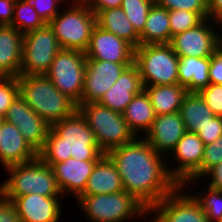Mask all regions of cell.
Wrapping results in <instances>:
<instances>
[{
    "label": "cell",
    "mask_w": 222,
    "mask_h": 222,
    "mask_svg": "<svg viewBox=\"0 0 222 222\" xmlns=\"http://www.w3.org/2000/svg\"><path fill=\"white\" fill-rule=\"evenodd\" d=\"M106 155L118 170L124 190L148 210L178 186L168 173L166 157L143 137L113 148Z\"/></svg>",
    "instance_id": "obj_1"
},
{
    "label": "cell",
    "mask_w": 222,
    "mask_h": 222,
    "mask_svg": "<svg viewBox=\"0 0 222 222\" xmlns=\"http://www.w3.org/2000/svg\"><path fill=\"white\" fill-rule=\"evenodd\" d=\"M103 155L94 132L78 109L51 125L42 148L37 152V157L51 167L68 158L89 161L99 160Z\"/></svg>",
    "instance_id": "obj_2"
},
{
    "label": "cell",
    "mask_w": 222,
    "mask_h": 222,
    "mask_svg": "<svg viewBox=\"0 0 222 222\" xmlns=\"http://www.w3.org/2000/svg\"><path fill=\"white\" fill-rule=\"evenodd\" d=\"M19 95L49 125L72 115L76 103L61 93L46 75L19 76Z\"/></svg>",
    "instance_id": "obj_3"
},
{
    "label": "cell",
    "mask_w": 222,
    "mask_h": 222,
    "mask_svg": "<svg viewBox=\"0 0 222 222\" xmlns=\"http://www.w3.org/2000/svg\"><path fill=\"white\" fill-rule=\"evenodd\" d=\"M9 176L0 184V193L8 200L26 194H39L46 197L63 196L51 166L35 159L7 167Z\"/></svg>",
    "instance_id": "obj_4"
},
{
    "label": "cell",
    "mask_w": 222,
    "mask_h": 222,
    "mask_svg": "<svg viewBox=\"0 0 222 222\" xmlns=\"http://www.w3.org/2000/svg\"><path fill=\"white\" fill-rule=\"evenodd\" d=\"M75 203L89 222H125L148 215V209L125 190L113 194L80 195Z\"/></svg>",
    "instance_id": "obj_5"
},
{
    "label": "cell",
    "mask_w": 222,
    "mask_h": 222,
    "mask_svg": "<svg viewBox=\"0 0 222 222\" xmlns=\"http://www.w3.org/2000/svg\"><path fill=\"white\" fill-rule=\"evenodd\" d=\"M68 4L66 2V11L61 10L48 24L62 49L85 52L96 25V15L86 3Z\"/></svg>",
    "instance_id": "obj_6"
},
{
    "label": "cell",
    "mask_w": 222,
    "mask_h": 222,
    "mask_svg": "<svg viewBox=\"0 0 222 222\" xmlns=\"http://www.w3.org/2000/svg\"><path fill=\"white\" fill-rule=\"evenodd\" d=\"M143 86L178 84L179 57L170 44L139 45L134 50Z\"/></svg>",
    "instance_id": "obj_7"
},
{
    "label": "cell",
    "mask_w": 222,
    "mask_h": 222,
    "mask_svg": "<svg viewBox=\"0 0 222 222\" xmlns=\"http://www.w3.org/2000/svg\"><path fill=\"white\" fill-rule=\"evenodd\" d=\"M78 110L86 118L104 154L136 138L123 118V114L119 112L112 111L98 102L81 104Z\"/></svg>",
    "instance_id": "obj_8"
},
{
    "label": "cell",
    "mask_w": 222,
    "mask_h": 222,
    "mask_svg": "<svg viewBox=\"0 0 222 222\" xmlns=\"http://www.w3.org/2000/svg\"><path fill=\"white\" fill-rule=\"evenodd\" d=\"M61 49L49 24L25 33L22 42L20 76L45 75Z\"/></svg>",
    "instance_id": "obj_9"
},
{
    "label": "cell",
    "mask_w": 222,
    "mask_h": 222,
    "mask_svg": "<svg viewBox=\"0 0 222 222\" xmlns=\"http://www.w3.org/2000/svg\"><path fill=\"white\" fill-rule=\"evenodd\" d=\"M86 59L85 52L61 49L45 74L61 93L76 104L82 97Z\"/></svg>",
    "instance_id": "obj_10"
},
{
    "label": "cell",
    "mask_w": 222,
    "mask_h": 222,
    "mask_svg": "<svg viewBox=\"0 0 222 222\" xmlns=\"http://www.w3.org/2000/svg\"><path fill=\"white\" fill-rule=\"evenodd\" d=\"M204 143L196 133L186 132L178 141L175 148L166 157L169 162L170 158L176 159L177 165L170 168L167 164L169 175L177 182L178 185L188 187L187 184H192L201 178V162L204 153ZM169 159V160H168ZM195 180V181H194Z\"/></svg>",
    "instance_id": "obj_11"
},
{
    "label": "cell",
    "mask_w": 222,
    "mask_h": 222,
    "mask_svg": "<svg viewBox=\"0 0 222 222\" xmlns=\"http://www.w3.org/2000/svg\"><path fill=\"white\" fill-rule=\"evenodd\" d=\"M178 185L169 195L148 210L154 216L150 222H209L205 212L191 192Z\"/></svg>",
    "instance_id": "obj_12"
},
{
    "label": "cell",
    "mask_w": 222,
    "mask_h": 222,
    "mask_svg": "<svg viewBox=\"0 0 222 222\" xmlns=\"http://www.w3.org/2000/svg\"><path fill=\"white\" fill-rule=\"evenodd\" d=\"M133 63L86 60L82 97L76 104L98 102L115 84L122 72Z\"/></svg>",
    "instance_id": "obj_13"
},
{
    "label": "cell",
    "mask_w": 222,
    "mask_h": 222,
    "mask_svg": "<svg viewBox=\"0 0 222 222\" xmlns=\"http://www.w3.org/2000/svg\"><path fill=\"white\" fill-rule=\"evenodd\" d=\"M212 23L215 20L206 18L196 27L172 36L170 45L177 56L211 57L217 48V28Z\"/></svg>",
    "instance_id": "obj_14"
},
{
    "label": "cell",
    "mask_w": 222,
    "mask_h": 222,
    "mask_svg": "<svg viewBox=\"0 0 222 222\" xmlns=\"http://www.w3.org/2000/svg\"><path fill=\"white\" fill-rule=\"evenodd\" d=\"M134 50L129 42L96 24L85 55L86 60L134 63Z\"/></svg>",
    "instance_id": "obj_15"
},
{
    "label": "cell",
    "mask_w": 222,
    "mask_h": 222,
    "mask_svg": "<svg viewBox=\"0 0 222 222\" xmlns=\"http://www.w3.org/2000/svg\"><path fill=\"white\" fill-rule=\"evenodd\" d=\"M4 120L15 125L24 139L38 152L46 140L49 125L18 95L8 108Z\"/></svg>",
    "instance_id": "obj_16"
},
{
    "label": "cell",
    "mask_w": 222,
    "mask_h": 222,
    "mask_svg": "<svg viewBox=\"0 0 222 222\" xmlns=\"http://www.w3.org/2000/svg\"><path fill=\"white\" fill-rule=\"evenodd\" d=\"M179 112L156 115L144 139L161 155L168 156L186 133Z\"/></svg>",
    "instance_id": "obj_17"
},
{
    "label": "cell",
    "mask_w": 222,
    "mask_h": 222,
    "mask_svg": "<svg viewBox=\"0 0 222 222\" xmlns=\"http://www.w3.org/2000/svg\"><path fill=\"white\" fill-rule=\"evenodd\" d=\"M98 160L81 161L68 158L52 166L57 185L62 195L77 199L85 190L88 178ZM68 192V193H67Z\"/></svg>",
    "instance_id": "obj_18"
},
{
    "label": "cell",
    "mask_w": 222,
    "mask_h": 222,
    "mask_svg": "<svg viewBox=\"0 0 222 222\" xmlns=\"http://www.w3.org/2000/svg\"><path fill=\"white\" fill-rule=\"evenodd\" d=\"M60 198L26 194L12 202L21 222H58L63 212Z\"/></svg>",
    "instance_id": "obj_19"
},
{
    "label": "cell",
    "mask_w": 222,
    "mask_h": 222,
    "mask_svg": "<svg viewBox=\"0 0 222 222\" xmlns=\"http://www.w3.org/2000/svg\"><path fill=\"white\" fill-rule=\"evenodd\" d=\"M144 89L137 66L133 63L98 101L112 111L123 113L133 97Z\"/></svg>",
    "instance_id": "obj_20"
},
{
    "label": "cell",
    "mask_w": 222,
    "mask_h": 222,
    "mask_svg": "<svg viewBox=\"0 0 222 222\" xmlns=\"http://www.w3.org/2000/svg\"><path fill=\"white\" fill-rule=\"evenodd\" d=\"M36 157L37 151L24 139L17 127L3 120L0 124V162L4 169Z\"/></svg>",
    "instance_id": "obj_21"
},
{
    "label": "cell",
    "mask_w": 222,
    "mask_h": 222,
    "mask_svg": "<svg viewBox=\"0 0 222 222\" xmlns=\"http://www.w3.org/2000/svg\"><path fill=\"white\" fill-rule=\"evenodd\" d=\"M23 34L11 25H0V76H20Z\"/></svg>",
    "instance_id": "obj_22"
},
{
    "label": "cell",
    "mask_w": 222,
    "mask_h": 222,
    "mask_svg": "<svg viewBox=\"0 0 222 222\" xmlns=\"http://www.w3.org/2000/svg\"><path fill=\"white\" fill-rule=\"evenodd\" d=\"M124 190L123 183L111 159L104 154L95 164L81 195L113 194Z\"/></svg>",
    "instance_id": "obj_23"
},
{
    "label": "cell",
    "mask_w": 222,
    "mask_h": 222,
    "mask_svg": "<svg viewBox=\"0 0 222 222\" xmlns=\"http://www.w3.org/2000/svg\"><path fill=\"white\" fill-rule=\"evenodd\" d=\"M210 57H179L178 84L187 92H199L210 84Z\"/></svg>",
    "instance_id": "obj_24"
},
{
    "label": "cell",
    "mask_w": 222,
    "mask_h": 222,
    "mask_svg": "<svg viewBox=\"0 0 222 222\" xmlns=\"http://www.w3.org/2000/svg\"><path fill=\"white\" fill-rule=\"evenodd\" d=\"M122 114L136 137H144L156 117L150 98L144 89L133 97Z\"/></svg>",
    "instance_id": "obj_25"
},
{
    "label": "cell",
    "mask_w": 222,
    "mask_h": 222,
    "mask_svg": "<svg viewBox=\"0 0 222 222\" xmlns=\"http://www.w3.org/2000/svg\"><path fill=\"white\" fill-rule=\"evenodd\" d=\"M171 39L169 11L155 2L140 34V45L170 44Z\"/></svg>",
    "instance_id": "obj_26"
},
{
    "label": "cell",
    "mask_w": 222,
    "mask_h": 222,
    "mask_svg": "<svg viewBox=\"0 0 222 222\" xmlns=\"http://www.w3.org/2000/svg\"><path fill=\"white\" fill-rule=\"evenodd\" d=\"M143 87L156 115L179 112L183 98L187 93L186 88L179 84Z\"/></svg>",
    "instance_id": "obj_27"
},
{
    "label": "cell",
    "mask_w": 222,
    "mask_h": 222,
    "mask_svg": "<svg viewBox=\"0 0 222 222\" xmlns=\"http://www.w3.org/2000/svg\"><path fill=\"white\" fill-rule=\"evenodd\" d=\"M96 24L129 42L134 48L140 45V35L128 20L121 7L102 10L96 14Z\"/></svg>",
    "instance_id": "obj_28"
},
{
    "label": "cell",
    "mask_w": 222,
    "mask_h": 222,
    "mask_svg": "<svg viewBox=\"0 0 222 222\" xmlns=\"http://www.w3.org/2000/svg\"><path fill=\"white\" fill-rule=\"evenodd\" d=\"M179 113L187 132L197 133L215 115L205 103L199 92H187L183 98Z\"/></svg>",
    "instance_id": "obj_29"
},
{
    "label": "cell",
    "mask_w": 222,
    "mask_h": 222,
    "mask_svg": "<svg viewBox=\"0 0 222 222\" xmlns=\"http://www.w3.org/2000/svg\"><path fill=\"white\" fill-rule=\"evenodd\" d=\"M46 23L38 15L29 0H16L11 26L23 35L30 31L42 28Z\"/></svg>",
    "instance_id": "obj_30"
},
{
    "label": "cell",
    "mask_w": 222,
    "mask_h": 222,
    "mask_svg": "<svg viewBox=\"0 0 222 222\" xmlns=\"http://www.w3.org/2000/svg\"><path fill=\"white\" fill-rule=\"evenodd\" d=\"M155 0H123L121 8L128 20L133 24L135 31L140 35L143 32L147 16Z\"/></svg>",
    "instance_id": "obj_31"
},
{
    "label": "cell",
    "mask_w": 222,
    "mask_h": 222,
    "mask_svg": "<svg viewBox=\"0 0 222 222\" xmlns=\"http://www.w3.org/2000/svg\"><path fill=\"white\" fill-rule=\"evenodd\" d=\"M193 196L205 212L209 222L222 221V191L208 187L205 192H197V195Z\"/></svg>",
    "instance_id": "obj_32"
},
{
    "label": "cell",
    "mask_w": 222,
    "mask_h": 222,
    "mask_svg": "<svg viewBox=\"0 0 222 222\" xmlns=\"http://www.w3.org/2000/svg\"><path fill=\"white\" fill-rule=\"evenodd\" d=\"M171 36L199 25L204 19L197 13L187 10L169 11Z\"/></svg>",
    "instance_id": "obj_33"
},
{
    "label": "cell",
    "mask_w": 222,
    "mask_h": 222,
    "mask_svg": "<svg viewBox=\"0 0 222 222\" xmlns=\"http://www.w3.org/2000/svg\"><path fill=\"white\" fill-rule=\"evenodd\" d=\"M155 2L171 10H187L197 12L203 19L209 18L208 0H155Z\"/></svg>",
    "instance_id": "obj_34"
},
{
    "label": "cell",
    "mask_w": 222,
    "mask_h": 222,
    "mask_svg": "<svg viewBox=\"0 0 222 222\" xmlns=\"http://www.w3.org/2000/svg\"><path fill=\"white\" fill-rule=\"evenodd\" d=\"M19 95L18 77L0 76V115L5 116L11 103Z\"/></svg>",
    "instance_id": "obj_35"
},
{
    "label": "cell",
    "mask_w": 222,
    "mask_h": 222,
    "mask_svg": "<svg viewBox=\"0 0 222 222\" xmlns=\"http://www.w3.org/2000/svg\"><path fill=\"white\" fill-rule=\"evenodd\" d=\"M222 162V136L214 142L204 146L201 162V179L203 175L214 165Z\"/></svg>",
    "instance_id": "obj_36"
},
{
    "label": "cell",
    "mask_w": 222,
    "mask_h": 222,
    "mask_svg": "<svg viewBox=\"0 0 222 222\" xmlns=\"http://www.w3.org/2000/svg\"><path fill=\"white\" fill-rule=\"evenodd\" d=\"M199 94L216 116H222V84L210 83Z\"/></svg>",
    "instance_id": "obj_37"
},
{
    "label": "cell",
    "mask_w": 222,
    "mask_h": 222,
    "mask_svg": "<svg viewBox=\"0 0 222 222\" xmlns=\"http://www.w3.org/2000/svg\"><path fill=\"white\" fill-rule=\"evenodd\" d=\"M38 15L42 18V20L48 24L59 12L60 4L66 0H29ZM60 7V8H59ZM59 8V9H58Z\"/></svg>",
    "instance_id": "obj_38"
},
{
    "label": "cell",
    "mask_w": 222,
    "mask_h": 222,
    "mask_svg": "<svg viewBox=\"0 0 222 222\" xmlns=\"http://www.w3.org/2000/svg\"><path fill=\"white\" fill-rule=\"evenodd\" d=\"M203 141L204 145H208L222 136V116H214L206 125L200 127V131L196 133Z\"/></svg>",
    "instance_id": "obj_39"
},
{
    "label": "cell",
    "mask_w": 222,
    "mask_h": 222,
    "mask_svg": "<svg viewBox=\"0 0 222 222\" xmlns=\"http://www.w3.org/2000/svg\"><path fill=\"white\" fill-rule=\"evenodd\" d=\"M0 222H21L15 204L0 193Z\"/></svg>",
    "instance_id": "obj_40"
},
{
    "label": "cell",
    "mask_w": 222,
    "mask_h": 222,
    "mask_svg": "<svg viewBox=\"0 0 222 222\" xmlns=\"http://www.w3.org/2000/svg\"><path fill=\"white\" fill-rule=\"evenodd\" d=\"M209 77L210 83L222 84V51L217 48L210 57Z\"/></svg>",
    "instance_id": "obj_41"
},
{
    "label": "cell",
    "mask_w": 222,
    "mask_h": 222,
    "mask_svg": "<svg viewBox=\"0 0 222 222\" xmlns=\"http://www.w3.org/2000/svg\"><path fill=\"white\" fill-rule=\"evenodd\" d=\"M205 176L209 177V185L207 184V187L222 191V162L210 168L202 178Z\"/></svg>",
    "instance_id": "obj_42"
},
{
    "label": "cell",
    "mask_w": 222,
    "mask_h": 222,
    "mask_svg": "<svg viewBox=\"0 0 222 222\" xmlns=\"http://www.w3.org/2000/svg\"><path fill=\"white\" fill-rule=\"evenodd\" d=\"M123 0H87L88 8L96 15L102 10L121 7Z\"/></svg>",
    "instance_id": "obj_43"
},
{
    "label": "cell",
    "mask_w": 222,
    "mask_h": 222,
    "mask_svg": "<svg viewBox=\"0 0 222 222\" xmlns=\"http://www.w3.org/2000/svg\"><path fill=\"white\" fill-rule=\"evenodd\" d=\"M16 0H0V25H11Z\"/></svg>",
    "instance_id": "obj_44"
},
{
    "label": "cell",
    "mask_w": 222,
    "mask_h": 222,
    "mask_svg": "<svg viewBox=\"0 0 222 222\" xmlns=\"http://www.w3.org/2000/svg\"><path fill=\"white\" fill-rule=\"evenodd\" d=\"M208 14L212 20L222 17V0H208Z\"/></svg>",
    "instance_id": "obj_45"
},
{
    "label": "cell",
    "mask_w": 222,
    "mask_h": 222,
    "mask_svg": "<svg viewBox=\"0 0 222 222\" xmlns=\"http://www.w3.org/2000/svg\"><path fill=\"white\" fill-rule=\"evenodd\" d=\"M215 25H216V28L220 27L218 30L216 29V32H217V34H216L217 49L222 51V21L220 19L215 20ZM218 32H219V34H218Z\"/></svg>",
    "instance_id": "obj_46"
},
{
    "label": "cell",
    "mask_w": 222,
    "mask_h": 222,
    "mask_svg": "<svg viewBox=\"0 0 222 222\" xmlns=\"http://www.w3.org/2000/svg\"><path fill=\"white\" fill-rule=\"evenodd\" d=\"M67 1V3H68V1L69 2H73V3H85L87 0H66Z\"/></svg>",
    "instance_id": "obj_47"
},
{
    "label": "cell",
    "mask_w": 222,
    "mask_h": 222,
    "mask_svg": "<svg viewBox=\"0 0 222 222\" xmlns=\"http://www.w3.org/2000/svg\"><path fill=\"white\" fill-rule=\"evenodd\" d=\"M4 120V117L0 115V124Z\"/></svg>",
    "instance_id": "obj_48"
}]
</instances>
